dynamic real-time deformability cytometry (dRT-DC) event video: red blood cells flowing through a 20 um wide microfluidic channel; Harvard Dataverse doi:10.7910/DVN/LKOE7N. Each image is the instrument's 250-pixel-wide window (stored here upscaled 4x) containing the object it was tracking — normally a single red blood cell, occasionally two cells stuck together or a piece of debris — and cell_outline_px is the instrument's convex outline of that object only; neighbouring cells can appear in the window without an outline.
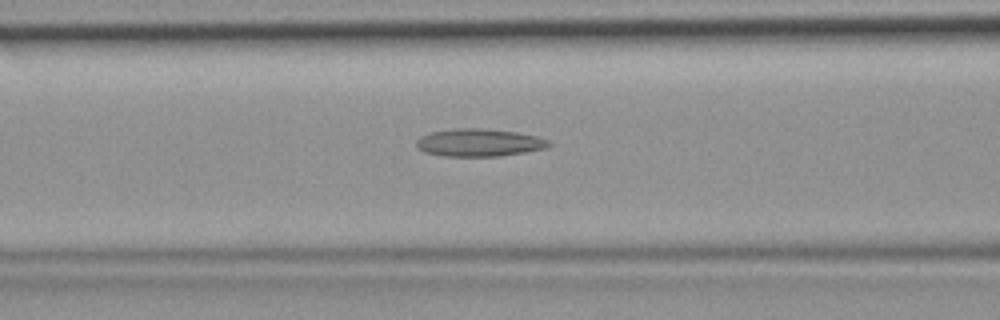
{"species": "common noctule bat (a hibernating species)", "species_latin": "Nyctalus noctula", "temperature_condition": "room temperature", "stored_images_in_passage": 46, "camera_frame_rate_fps": 3000, "um_per_image_px": 0.085, "animal": {"sex": "female", "body_mass_g": 19.9}, "frame": {"image": 1, "passage_image": 18, "time_ms": 5.667, "image_size_px": [1000, 320], "cell_outline_px": [[552, 144], [548, 148], [500, 156], [444, 156], [424, 152], [416, 148], [416, 140], [420, 136], [428, 132], [456, 128], [484, 128], [516, 132], [536, 136], [548, 140]], "centroid_in_image_um": [40.69, 12.12], "position_along_channel_um": 125.9, "area_um2": 21.56}}
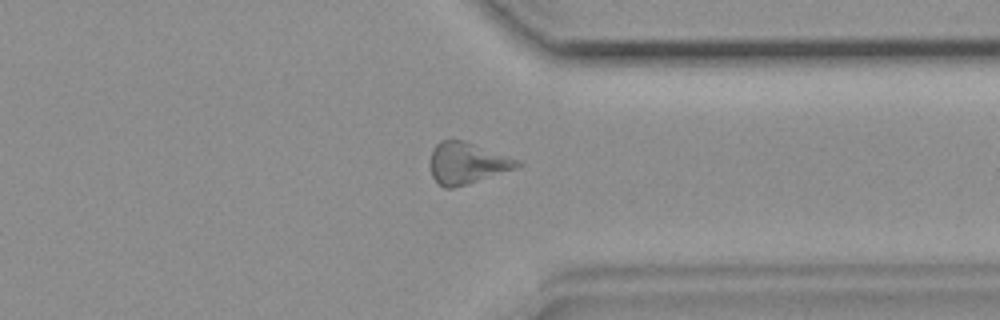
{"frame": {"image": 2, "passage_image": 35, "time_ms": 11.333, "image_size_px": [1000, 320], "cell_outline_px": [[524, 164], [516, 168], [452, 188], [444, 188], [432, 176], [428, 164], [428, 160], [432, 148], [440, 140], [464, 140], [520, 160]], "centroid_in_image_um": [39.65, 13.84], "position_along_channel_um": 371.8, "area_um2": 21.04}}
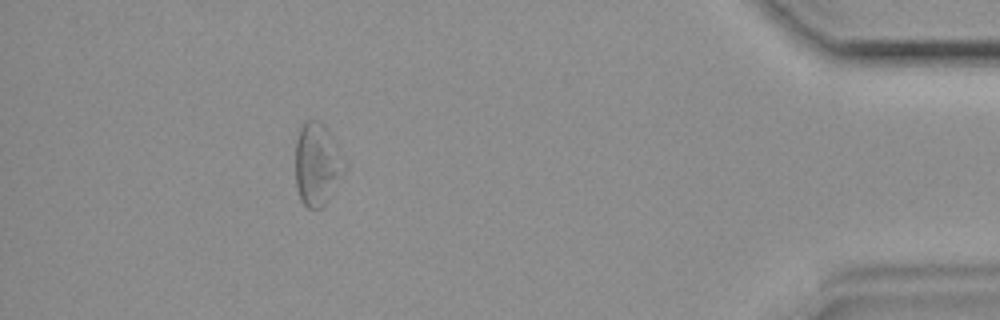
{"frame": {"image": 3, "passage_image": 41, "time_ms": 13.333, "image_size_px": [1000, 320], "cell_outline_px": [[344, 164], [324, 204], [320, 208], [308, 208], [300, 200], [296, 188], [296, 140], [300, 128], [308, 120], [316, 120], [324, 124], [332, 136], [344, 156]], "centroid_in_image_um": [26.9, 13.91], "position_along_channel_um": 408.3, "area_um2": 22.77}}